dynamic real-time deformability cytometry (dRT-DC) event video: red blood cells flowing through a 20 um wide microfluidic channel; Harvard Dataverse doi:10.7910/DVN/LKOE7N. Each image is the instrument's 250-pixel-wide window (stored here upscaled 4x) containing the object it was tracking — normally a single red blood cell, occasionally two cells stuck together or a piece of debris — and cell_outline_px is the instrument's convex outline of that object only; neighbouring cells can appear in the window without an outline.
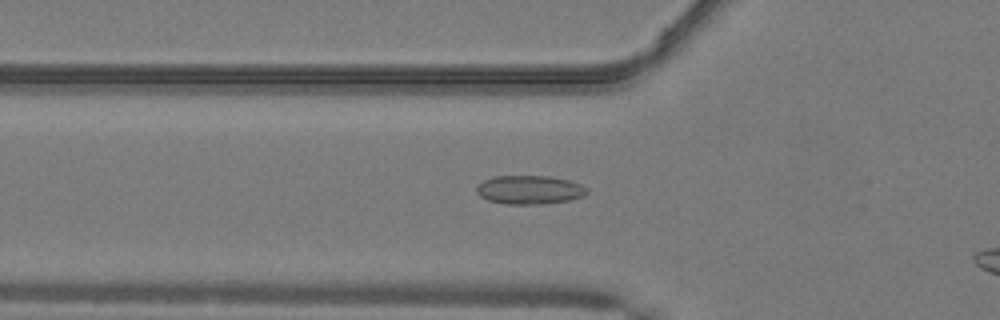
{"species": "common noctule bat (a hibernating species)", "species_latin": "Nyctalus noctula", "temperature_condition": "warm", "stored_images_in_passage": 45, "camera_frame_rate_fps": 3000, "um_per_image_px": 0.085, "animal": {"sex": "male", "body_mass_g": 19.2, "forearm_length_mm": 51.8}, "frame": {"image": 1, "passage_image": 18, "time_ms": 5.667, "image_size_px": [1000, 320], "cell_outline_px": [[588, 192], [584, 196], [568, 200], [540, 204], [508, 204], [488, 200], [480, 196], [476, 192], [476, 184], [492, 176], [548, 176], [568, 180], [580, 184], [588, 188]], "centroid_in_image_um": [44.98, 16.12], "position_along_channel_um": 80.8, "area_um2": 18.5}}
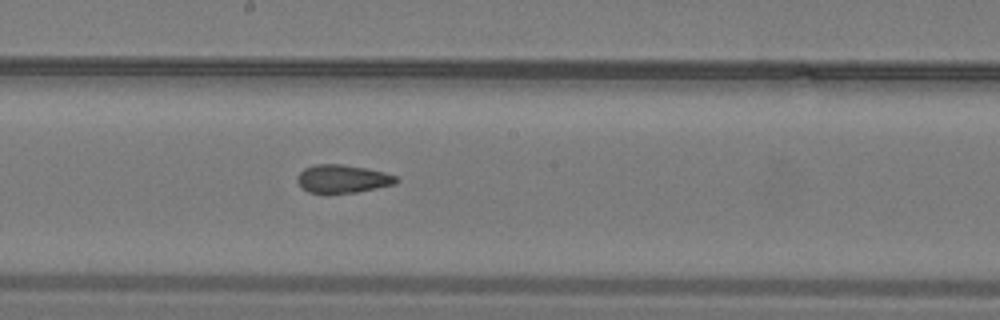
{"frame": {"image": 2, "passage_image": 28, "time_ms": 9.0, "image_size_px": [1000, 320], "cell_outline_px": [[400, 180], [396, 184], [356, 192], [308, 192], [296, 180], [296, 176], [304, 168], [316, 164], [344, 164], [384, 172], [396, 176]], "centroid_in_image_um": [29.14, 15.18], "position_along_channel_um": 219.1, "area_um2": 16.01}}
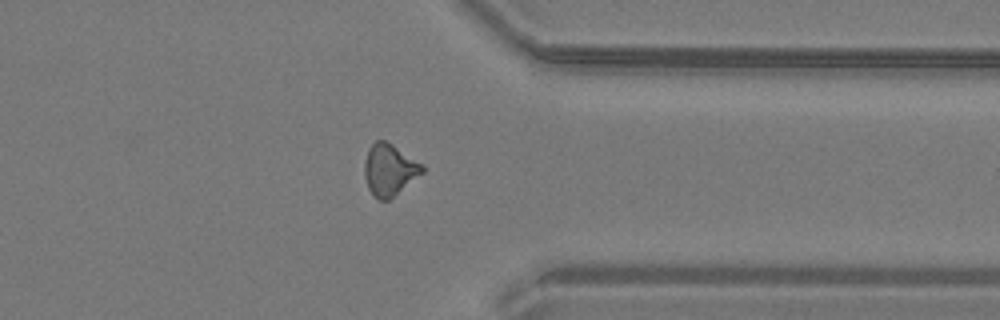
{"frame": {"image": 3, "passage_image": 40, "time_ms": 13.0, "image_size_px": [1000, 320], "cell_outline_px": [[424, 172], [388, 200], [380, 200], [368, 188], [364, 176], [364, 164], [368, 148], [376, 140], [384, 140], [392, 144], [424, 164]], "centroid_in_image_um": [33.11, 14.4], "position_along_channel_um": 378.3, "area_um2": 17.28}, "authors_computed_cell_mechanics": {"area_um2": 17.051, "velocity_mm_per_s": 4.1139, "shape_relaxation_time_tau1_ms": null, "shape_relaxation_time_tau2_ms": 1.5319, "deformation_change_tau1": null, "deformation_change_tau2": 0.0806}}